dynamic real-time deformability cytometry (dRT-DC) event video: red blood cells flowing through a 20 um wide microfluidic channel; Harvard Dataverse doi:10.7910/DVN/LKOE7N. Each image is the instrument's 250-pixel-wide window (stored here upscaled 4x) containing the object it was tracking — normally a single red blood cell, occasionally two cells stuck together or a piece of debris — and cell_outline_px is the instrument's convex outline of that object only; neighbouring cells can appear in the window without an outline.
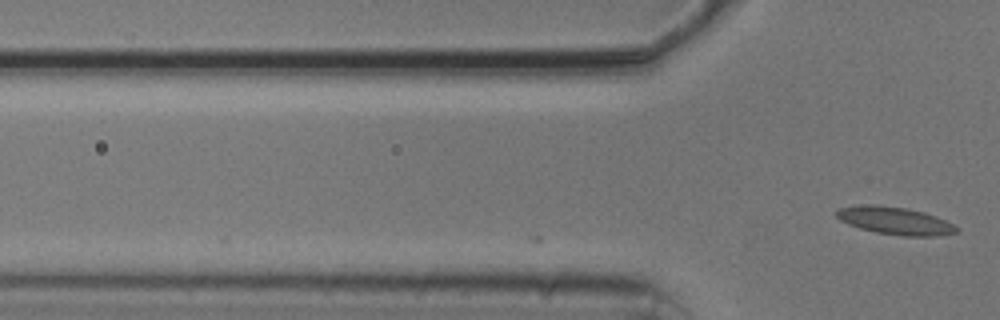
{"species": "common noctule bat (a hibernating species)", "species_latin": "Nyctalus noctula", "temperature_condition": "cold", "stored_images_in_passage": 3, "camera_frame_rate_fps": 3000, "um_per_image_px": 0.085, "animal": {"sex": "male", "body_mass_g": 20.5, "forearm_length_mm": 52.5}, "frame": {"image": 1, "passage_image": 3, "time_ms": 0.667, "image_size_px": [1000, 320], "cell_outline_px": [[960, 228], [956, 232], [936, 236], [904, 236], [876, 232], [860, 228], [848, 224], [840, 220], [836, 216], [836, 212], [840, 208], [868, 204], [876, 204], [904, 208], [924, 212], [936, 216]], "centroid_in_image_um": [76.08, 18.76], "position_along_channel_um": 49.7, "area_um2": 19.07}}